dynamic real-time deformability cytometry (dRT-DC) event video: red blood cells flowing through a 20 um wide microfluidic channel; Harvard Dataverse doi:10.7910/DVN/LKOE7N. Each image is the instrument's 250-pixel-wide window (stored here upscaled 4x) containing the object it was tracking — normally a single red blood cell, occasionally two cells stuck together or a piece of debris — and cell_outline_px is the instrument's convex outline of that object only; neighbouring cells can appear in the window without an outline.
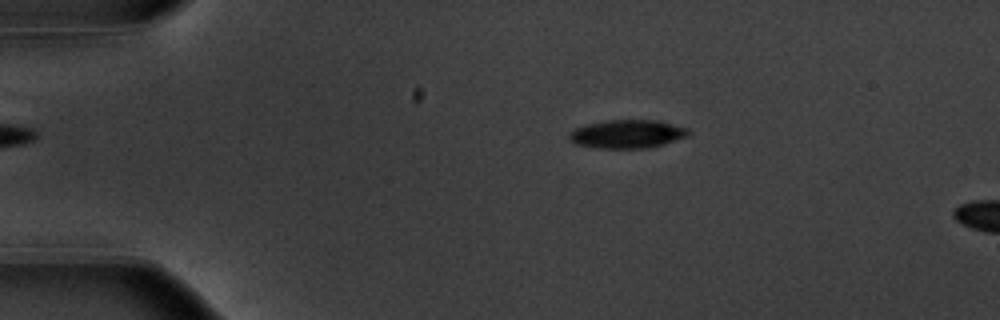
{"species": "common noctule bat (a hibernating species)", "species_latin": "Nyctalus noctula", "temperature_condition": "warm", "stored_images_in_passage": 14, "camera_frame_rate_fps": 3000, "um_per_image_px": 0.085, "animal": {"sex": "male", "body_mass_g": 20.1, "forearm_length_mm": 53.5}, "frame": {"image": 1, "passage_image": 10, "time_ms": 3.0, "image_size_px": [1000, 320], "cell_outline_px": [[692, 132], [688, 136], [664, 144], [648, 148], [596, 148], [572, 144], [568, 136], [576, 128], [584, 124], [608, 120], [660, 120], [688, 128]], "centroid_in_image_um": [53.33, 11.39], "position_along_channel_um": 31.7, "area_um2": 20.0}}